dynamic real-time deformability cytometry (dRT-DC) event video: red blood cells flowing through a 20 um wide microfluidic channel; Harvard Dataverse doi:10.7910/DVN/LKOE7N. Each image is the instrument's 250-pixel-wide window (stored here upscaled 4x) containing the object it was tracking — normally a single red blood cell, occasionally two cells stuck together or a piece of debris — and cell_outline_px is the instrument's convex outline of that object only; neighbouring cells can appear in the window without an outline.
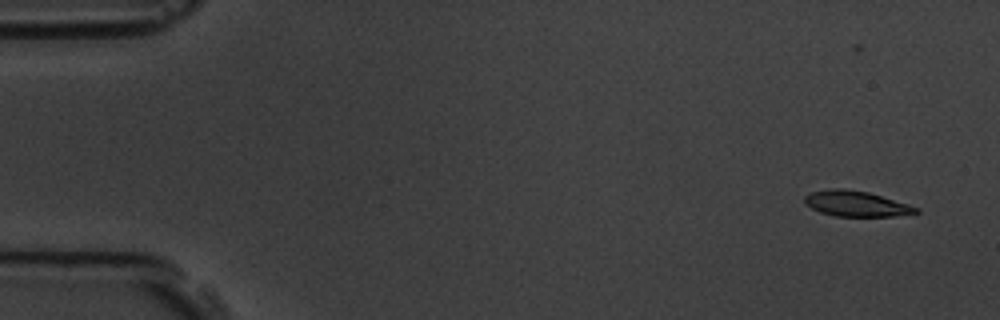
{"species": "common noctule bat (a hibernating species)", "species_latin": "Nyctalus noctula", "temperature_condition": "room temperature", "stored_images_in_passage": 9, "camera_frame_rate_fps": 3000, "um_per_image_px": 0.085, "animal": {"sex": "male", "body_mass_g": 19.5, "forearm_length_mm": 54.6}, "frame": {"image": 1, "passage_image": 2, "time_ms": 1.0, "image_size_px": [1000, 320], "cell_outline_px": [[920, 212], [892, 216], [836, 216], [820, 212], [804, 204], [804, 196], [812, 192], [828, 188], [844, 188], [868, 192], [908, 204], [920, 208]], "centroid_in_image_um": [72.75, 17.3], "position_along_channel_um": 12.3, "area_um2": 16.53}}
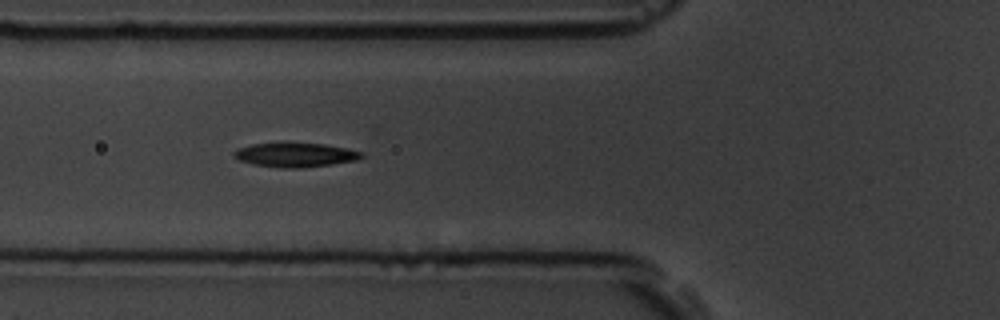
{"frame": {"image": 2, "passage_image": 7, "time_ms": 6.667, "image_size_px": [1000, 320], "cell_outline_px": [[364, 156], [356, 160], [332, 164], [300, 168], [280, 168], [252, 164], [240, 160], [232, 156], [232, 152], [236, 148], [252, 144], [284, 140], [288, 140], [324, 144], [348, 148], [364, 152]], "centroid_in_image_um": [25.06, 13.12], "position_along_channel_um": 100.7, "area_um2": 18.96}}
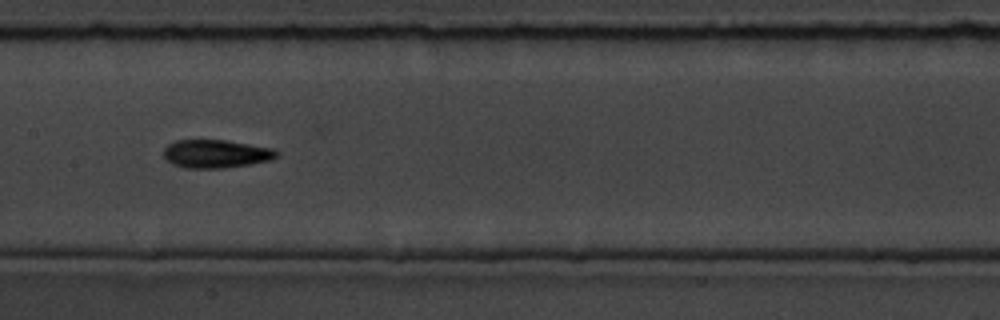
{"frame": {"image": 3, "passage_image": 9, "time_ms": 9.0, "image_size_px": [1000, 320], "cell_outline_px": [[280, 156], [272, 160], [252, 164], [224, 168], [184, 168], [172, 164], [164, 156], [164, 148], [168, 144], [176, 140], [224, 140], [272, 148], [280, 152]], "centroid_in_image_um": [18.39, 13.08], "position_along_channel_um": 189.0, "area_um2": 18.73}}